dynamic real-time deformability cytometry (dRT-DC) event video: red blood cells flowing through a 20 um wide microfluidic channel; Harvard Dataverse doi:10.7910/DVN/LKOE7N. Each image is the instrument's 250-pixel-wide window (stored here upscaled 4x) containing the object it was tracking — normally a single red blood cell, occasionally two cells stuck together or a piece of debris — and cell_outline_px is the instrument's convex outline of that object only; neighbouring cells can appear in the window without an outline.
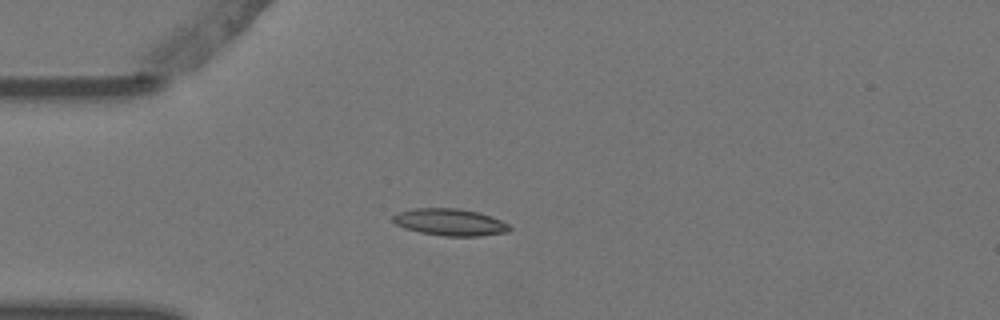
{"species": "Egyptian fruit bat (a non-hibernating species)", "species_latin": "Rousettus aegyptiacus", "temperature_condition": "warm", "stored_images_in_passage": 4, "camera_frame_rate_fps": 3000, "um_per_image_px": 0.085, "animal": {"sex": "female"}, "frame": {"image": 1, "passage_image": 4, "time_ms": 1.0, "image_size_px": [1000, 320], "cell_outline_px": [[512, 228], [508, 232], [480, 236], [444, 236], [420, 232], [404, 228], [396, 224], [392, 220], [392, 216], [396, 212], [412, 208], [460, 208], [480, 212], [492, 216], [508, 224]], "centroid_in_image_um": [38.24, 18.87], "position_along_channel_um": 46.8, "area_um2": 18.55}}